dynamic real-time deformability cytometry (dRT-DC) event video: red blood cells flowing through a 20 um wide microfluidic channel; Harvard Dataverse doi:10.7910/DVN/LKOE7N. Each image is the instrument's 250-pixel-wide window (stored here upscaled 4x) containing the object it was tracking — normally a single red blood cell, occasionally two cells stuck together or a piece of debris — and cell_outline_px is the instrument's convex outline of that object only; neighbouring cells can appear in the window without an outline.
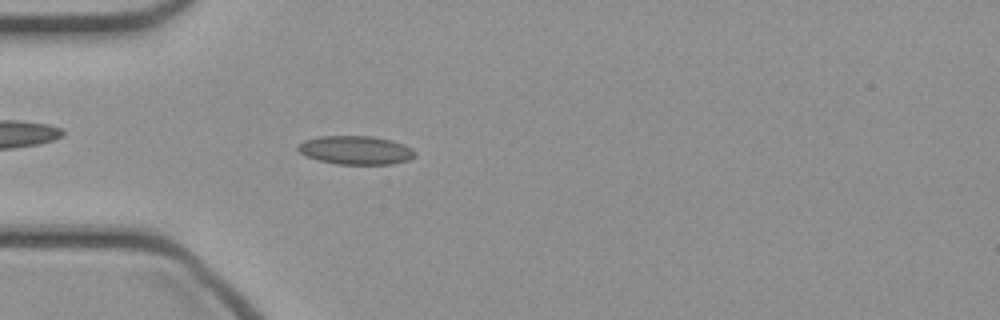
{"species": "common noctule bat (a hibernating species)", "species_latin": "Nyctalus noctula", "temperature_condition": "cold", "stored_images_in_passage": 47, "camera_frame_rate_fps": 3000, "um_per_image_px": 0.085, "animal": {"sex": "female", "body_mass_g": 21.9}, "frame": {"image": 1, "passage_image": 13, "time_ms": 4.0, "image_size_px": [1000, 320], "cell_outline_px": [[416, 156], [408, 160], [392, 164], [336, 164], [320, 160], [308, 156], [300, 152], [296, 148], [296, 144], [304, 140], [320, 136], [372, 136], [392, 140], [404, 144], [412, 148], [416, 152]], "centroid_in_image_um": [30.25, 12.75], "position_along_channel_um": 54.7, "area_um2": 19.59}}
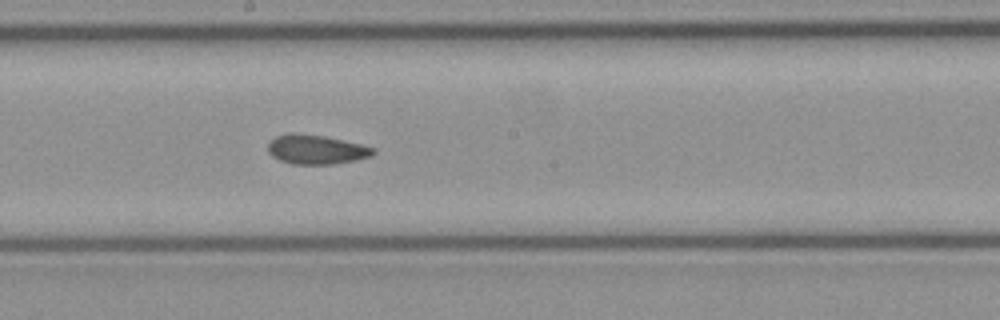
{"frame": {"image": 2, "passage_image": 25, "time_ms": 8.0, "image_size_px": [1000, 320], "cell_outline_px": [[376, 152], [372, 156], [356, 160], [332, 164], [292, 164], [280, 160], [272, 156], [268, 152], [268, 144], [276, 136], [288, 132], [296, 132], [324, 136], [360, 144], [376, 148]], "centroid_in_image_um": [26.88, 12.7], "position_along_channel_um": 221.3, "area_um2": 18.09}}
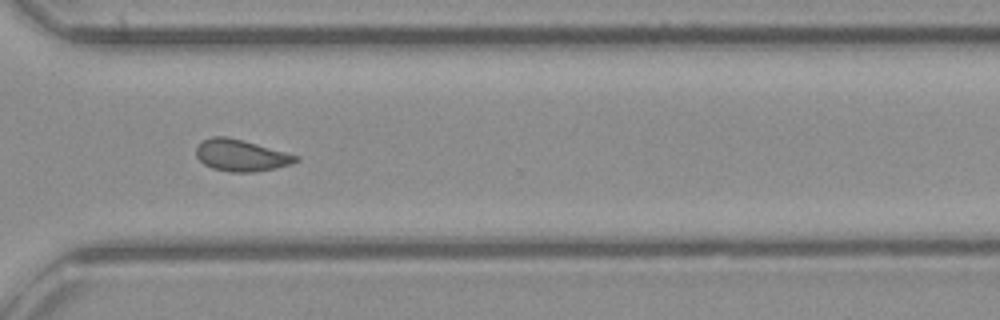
{"frame": {"image": 3, "passage_image": 34, "time_ms": 11.0, "image_size_px": [1000, 320], "cell_outline_px": [[300, 160], [292, 164], [276, 168], [252, 172], [232, 172], [212, 168], [204, 164], [196, 156], [196, 148], [204, 140], [212, 136], [228, 136], [244, 140], [300, 156]], "centroid_in_image_um": [20.52, 13.2], "position_along_channel_um": 350.1, "area_um2": 18.44}}